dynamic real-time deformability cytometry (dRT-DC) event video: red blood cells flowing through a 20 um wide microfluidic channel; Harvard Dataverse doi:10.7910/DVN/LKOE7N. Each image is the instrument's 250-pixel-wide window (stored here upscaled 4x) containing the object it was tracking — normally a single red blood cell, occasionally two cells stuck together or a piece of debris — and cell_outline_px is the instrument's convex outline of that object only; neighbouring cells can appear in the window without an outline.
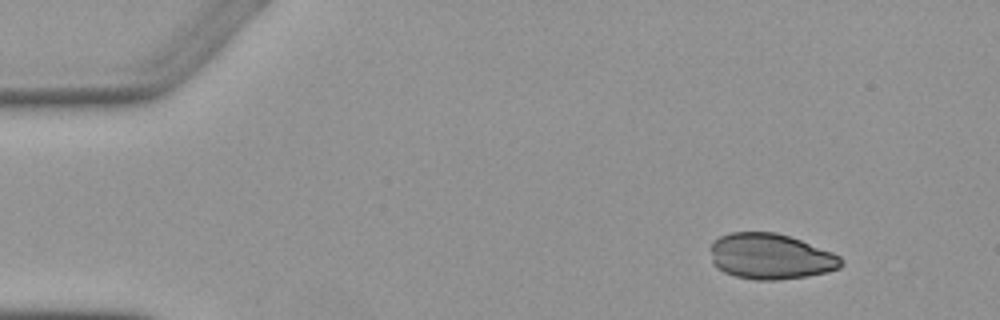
{"species": "Egyptian fruit bat (a non-hibernating species)", "species_latin": "Rousettus aegyptiacus", "temperature_condition": "warm", "stored_images_in_passage": 5, "camera_frame_rate_fps": 3000, "um_per_image_px": 0.085, "animal": {"sex": "female"}, "frame": {"image": 1, "passage_image": 1, "time_ms": 0.0, "image_size_px": [1000, 320], "cell_outline_px": [[844, 264], [840, 268], [828, 272], [808, 276], [776, 280], [756, 280], [736, 276], [724, 272], [712, 264], [712, 240], [728, 232], [776, 232], [800, 240], [832, 252], [840, 256], [844, 260]], "centroid_in_image_um": [65.51, 21.8], "position_along_channel_um": 19.5, "area_um2": 34.91}}